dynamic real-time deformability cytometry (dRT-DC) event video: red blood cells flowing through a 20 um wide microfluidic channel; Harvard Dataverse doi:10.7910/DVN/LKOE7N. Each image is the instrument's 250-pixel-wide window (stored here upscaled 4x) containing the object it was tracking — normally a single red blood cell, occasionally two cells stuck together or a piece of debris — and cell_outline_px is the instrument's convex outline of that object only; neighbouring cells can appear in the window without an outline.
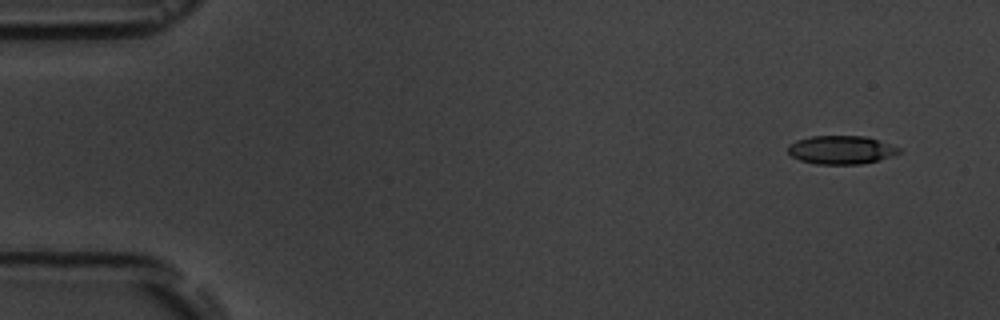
{"species": "common noctule bat (a hibernating species)", "species_latin": "Nyctalus noctula", "temperature_condition": "room temperature", "stored_images_in_passage": 5, "camera_frame_rate_fps": 3000, "um_per_image_px": 0.085, "animal": {"sex": "male", "body_mass_g": 19.5, "forearm_length_mm": 54.6}, "frame": {"image": 1, "passage_image": 1, "time_ms": 0.0, "image_size_px": [1000, 320], "cell_outline_px": [[900, 152], [892, 156], [860, 164], [816, 164], [800, 160], [792, 156], [788, 152], [788, 144], [796, 140], [812, 136], [864, 136], [900, 148]], "centroid_in_image_um": [71.44, 12.74], "position_along_channel_um": 13.6, "area_um2": 18.15}}
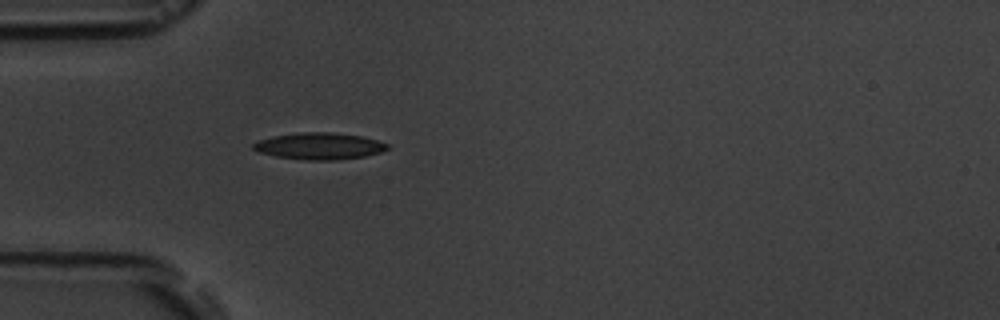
{"frame": {"image": 2, "passage_image": 5, "time_ms": 4.333, "image_size_px": [1000, 320], "cell_outline_px": [[392, 148], [380, 152], [364, 156], [336, 160], [308, 160], [276, 156], [260, 152], [252, 148], [252, 144], [260, 140], [272, 136], [300, 132], [332, 132], [364, 136], [388, 144]], "centroid_in_image_um": [27.18, 12.41], "position_along_channel_um": 57.8, "area_um2": 20.87}}